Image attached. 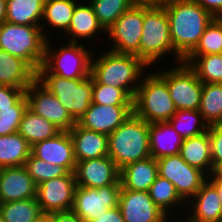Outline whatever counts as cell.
Here are the masks:
<instances>
[{"label":"cell","instance_id":"obj_24","mask_svg":"<svg viewBox=\"0 0 222 222\" xmlns=\"http://www.w3.org/2000/svg\"><path fill=\"white\" fill-rule=\"evenodd\" d=\"M158 175L157 160L151 156L130 163L120 169L119 180L121 183V190L149 192L151 185Z\"/></svg>","mask_w":222,"mask_h":222},{"label":"cell","instance_id":"obj_49","mask_svg":"<svg viewBox=\"0 0 222 222\" xmlns=\"http://www.w3.org/2000/svg\"><path fill=\"white\" fill-rule=\"evenodd\" d=\"M177 218H179V219H177ZM180 219H182L181 217H174L173 216V218L172 217H167L164 221H162V222H175L176 220V222H183V219L182 220H180Z\"/></svg>","mask_w":222,"mask_h":222},{"label":"cell","instance_id":"obj_19","mask_svg":"<svg viewBox=\"0 0 222 222\" xmlns=\"http://www.w3.org/2000/svg\"><path fill=\"white\" fill-rule=\"evenodd\" d=\"M31 154L50 164L60 165L74 172L76 160L69 131H61L55 137L31 146Z\"/></svg>","mask_w":222,"mask_h":222},{"label":"cell","instance_id":"obj_51","mask_svg":"<svg viewBox=\"0 0 222 222\" xmlns=\"http://www.w3.org/2000/svg\"><path fill=\"white\" fill-rule=\"evenodd\" d=\"M218 19L222 22V15L218 17Z\"/></svg>","mask_w":222,"mask_h":222},{"label":"cell","instance_id":"obj_48","mask_svg":"<svg viewBox=\"0 0 222 222\" xmlns=\"http://www.w3.org/2000/svg\"><path fill=\"white\" fill-rule=\"evenodd\" d=\"M6 21V0H0V26Z\"/></svg>","mask_w":222,"mask_h":222},{"label":"cell","instance_id":"obj_20","mask_svg":"<svg viewBox=\"0 0 222 222\" xmlns=\"http://www.w3.org/2000/svg\"><path fill=\"white\" fill-rule=\"evenodd\" d=\"M37 184L24 166L0 169V204L36 198Z\"/></svg>","mask_w":222,"mask_h":222},{"label":"cell","instance_id":"obj_27","mask_svg":"<svg viewBox=\"0 0 222 222\" xmlns=\"http://www.w3.org/2000/svg\"><path fill=\"white\" fill-rule=\"evenodd\" d=\"M179 155L187 164L200 169L207 176L213 172L208 131L199 136L184 139Z\"/></svg>","mask_w":222,"mask_h":222},{"label":"cell","instance_id":"obj_11","mask_svg":"<svg viewBox=\"0 0 222 222\" xmlns=\"http://www.w3.org/2000/svg\"><path fill=\"white\" fill-rule=\"evenodd\" d=\"M120 180L100 188L76 186L72 211L83 221L91 222L108 209L118 206Z\"/></svg>","mask_w":222,"mask_h":222},{"label":"cell","instance_id":"obj_43","mask_svg":"<svg viewBox=\"0 0 222 222\" xmlns=\"http://www.w3.org/2000/svg\"><path fill=\"white\" fill-rule=\"evenodd\" d=\"M207 12H209L214 18H218L222 15V0H192Z\"/></svg>","mask_w":222,"mask_h":222},{"label":"cell","instance_id":"obj_45","mask_svg":"<svg viewBox=\"0 0 222 222\" xmlns=\"http://www.w3.org/2000/svg\"><path fill=\"white\" fill-rule=\"evenodd\" d=\"M91 222H124L121 210L118 206L108 209L103 215L101 214Z\"/></svg>","mask_w":222,"mask_h":222},{"label":"cell","instance_id":"obj_8","mask_svg":"<svg viewBox=\"0 0 222 222\" xmlns=\"http://www.w3.org/2000/svg\"><path fill=\"white\" fill-rule=\"evenodd\" d=\"M47 38L39 26L4 22L0 26V49L27 61L36 71L42 66Z\"/></svg>","mask_w":222,"mask_h":222},{"label":"cell","instance_id":"obj_50","mask_svg":"<svg viewBox=\"0 0 222 222\" xmlns=\"http://www.w3.org/2000/svg\"><path fill=\"white\" fill-rule=\"evenodd\" d=\"M38 222H49L48 219L46 217H43L40 221Z\"/></svg>","mask_w":222,"mask_h":222},{"label":"cell","instance_id":"obj_21","mask_svg":"<svg viewBox=\"0 0 222 222\" xmlns=\"http://www.w3.org/2000/svg\"><path fill=\"white\" fill-rule=\"evenodd\" d=\"M186 205L187 212L182 217L183 222H220L221 220L222 204L215 188L207 180Z\"/></svg>","mask_w":222,"mask_h":222},{"label":"cell","instance_id":"obj_14","mask_svg":"<svg viewBox=\"0 0 222 222\" xmlns=\"http://www.w3.org/2000/svg\"><path fill=\"white\" fill-rule=\"evenodd\" d=\"M77 183L74 172L43 181L37 185V202L44 215L70 211L73 207Z\"/></svg>","mask_w":222,"mask_h":222},{"label":"cell","instance_id":"obj_13","mask_svg":"<svg viewBox=\"0 0 222 222\" xmlns=\"http://www.w3.org/2000/svg\"><path fill=\"white\" fill-rule=\"evenodd\" d=\"M28 108L53 123L60 131H70L76 124L70 113L38 79L25 91Z\"/></svg>","mask_w":222,"mask_h":222},{"label":"cell","instance_id":"obj_38","mask_svg":"<svg viewBox=\"0 0 222 222\" xmlns=\"http://www.w3.org/2000/svg\"><path fill=\"white\" fill-rule=\"evenodd\" d=\"M222 54V22L214 18L204 30L199 43L189 55Z\"/></svg>","mask_w":222,"mask_h":222},{"label":"cell","instance_id":"obj_25","mask_svg":"<svg viewBox=\"0 0 222 222\" xmlns=\"http://www.w3.org/2000/svg\"><path fill=\"white\" fill-rule=\"evenodd\" d=\"M79 1L80 0H45L41 29L47 39H49V37L52 38L51 31L49 30L55 31V33L58 31V33H62V35L67 31L74 9Z\"/></svg>","mask_w":222,"mask_h":222},{"label":"cell","instance_id":"obj_1","mask_svg":"<svg viewBox=\"0 0 222 222\" xmlns=\"http://www.w3.org/2000/svg\"><path fill=\"white\" fill-rule=\"evenodd\" d=\"M170 36L178 64L195 49L214 17L192 0H169L165 5Z\"/></svg>","mask_w":222,"mask_h":222},{"label":"cell","instance_id":"obj_46","mask_svg":"<svg viewBox=\"0 0 222 222\" xmlns=\"http://www.w3.org/2000/svg\"><path fill=\"white\" fill-rule=\"evenodd\" d=\"M206 180L215 188L222 204V170L213 171L207 176Z\"/></svg>","mask_w":222,"mask_h":222},{"label":"cell","instance_id":"obj_44","mask_svg":"<svg viewBox=\"0 0 222 222\" xmlns=\"http://www.w3.org/2000/svg\"><path fill=\"white\" fill-rule=\"evenodd\" d=\"M49 222H83L72 210L45 215Z\"/></svg>","mask_w":222,"mask_h":222},{"label":"cell","instance_id":"obj_10","mask_svg":"<svg viewBox=\"0 0 222 222\" xmlns=\"http://www.w3.org/2000/svg\"><path fill=\"white\" fill-rule=\"evenodd\" d=\"M144 22V6L133 5L106 31L107 49L140 58V39ZM113 43V44H112Z\"/></svg>","mask_w":222,"mask_h":222},{"label":"cell","instance_id":"obj_47","mask_svg":"<svg viewBox=\"0 0 222 222\" xmlns=\"http://www.w3.org/2000/svg\"><path fill=\"white\" fill-rule=\"evenodd\" d=\"M134 5L140 6H164L169 0H132Z\"/></svg>","mask_w":222,"mask_h":222},{"label":"cell","instance_id":"obj_34","mask_svg":"<svg viewBox=\"0 0 222 222\" xmlns=\"http://www.w3.org/2000/svg\"><path fill=\"white\" fill-rule=\"evenodd\" d=\"M198 110L208 125L222 124V83H203Z\"/></svg>","mask_w":222,"mask_h":222},{"label":"cell","instance_id":"obj_42","mask_svg":"<svg viewBox=\"0 0 222 222\" xmlns=\"http://www.w3.org/2000/svg\"><path fill=\"white\" fill-rule=\"evenodd\" d=\"M25 91L26 89L2 85L0 87V109L14 106L25 95Z\"/></svg>","mask_w":222,"mask_h":222},{"label":"cell","instance_id":"obj_9","mask_svg":"<svg viewBox=\"0 0 222 222\" xmlns=\"http://www.w3.org/2000/svg\"><path fill=\"white\" fill-rule=\"evenodd\" d=\"M176 65V66H175ZM154 71L167 83L170 96L178 110H198L203 83L198 79L196 72L184 62L174 66H167Z\"/></svg>","mask_w":222,"mask_h":222},{"label":"cell","instance_id":"obj_31","mask_svg":"<svg viewBox=\"0 0 222 222\" xmlns=\"http://www.w3.org/2000/svg\"><path fill=\"white\" fill-rule=\"evenodd\" d=\"M30 154V144L18 132L0 136V169L23 166Z\"/></svg>","mask_w":222,"mask_h":222},{"label":"cell","instance_id":"obj_29","mask_svg":"<svg viewBox=\"0 0 222 222\" xmlns=\"http://www.w3.org/2000/svg\"><path fill=\"white\" fill-rule=\"evenodd\" d=\"M45 0H6V22L39 26Z\"/></svg>","mask_w":222,"mask_h":222},{"label":"cell","instance_id":"obj_5","mask_svg":"<svg viewBox=\"0 0 222 222\" xmlns=\"http://www.w3.org/2000/svg\"><path fill=\"white\" fill-rule=\"evenodd\" d=\"M141 80L133 98V114L147 123L168 122L177 112L167 83L151 69Z\"/></svg>","mask_w":222,"mask_h":222},{"label":"cell","instance_id":"obj_36","mask_svg":"<svg viewBox=\"0 0 222 222\" xmlns=\"http://www.w3.org/2000/svg\"><path fill=\"white\" fill-rule=\"evenodd\" d=\"M91 4L99 24L107 31L117 19L131 8L132 0H87Z\"/></svg>","mask_w":222,"mask_h":222},{"label":"cell","instance_id":"obj_26","mask_svg":"<svg viewBox=\"0 0 222 222\" xmlns=\"http://www.w3.org/2000/svg\"><path fill=\"white\" fill-rule=\"evenodd\" d=\"M183 139L169 122L149 123L150 156L156 160L178 155Z\"/></svg>","mask_w":222,"mask_h":222},{"label":"cell","instance_id":"obj_6","mask_svg":"<svg viewBox=\"0 0 222 222\" xmlns=\"http://www.w3.org/2000/svg\"><path fill=\"white\" fill-rule=\"evenodd\" d=\"M52 39H47L42 63L50 74L66 79L87 78L91 75L92 53L96 52L95 49L88 48L85 45L88 43L85 42H65V45L60 43L56 48Z\"/></svg>","mask_w":222,"mask_h":222},{"label":"cell","instance_id":"obj_23","mask_svg":"<svg viewBox=\"0 0 222 222\" xmlns=\"http://www.w3.org/2000/svg\"><path fill=\"white\" fill-rule=\"evenodd\" d=\"M37 79V71L24 59L0 49V82L4 86L26 89Z\"/></svg>","mask_w":222,"mask_h":222},{"label":"cell","instance_id":"obj_32","mask_svg":"<svg viewBox=\"0 0 222 222\" xmlns=\"http://www.w3.org/2000/svg\"><path fill=\"white\" fill-rule=\"evenodd\" d=\"M0 213L3 222H38L45 217L36 198L2 203Z\"/></svg>","mask_w":222,"mask_h":222},{"label":"cell","instance_id":"obj_16","mask_svg":"<svg viewBox=\"0 0 222 222\" xmlns=\"http://www.w3.org/2000/svg\"><path fill=\"white\" fill-rule=\"evenodd\" d=\"M118 207L124 222H162L168 217L145 191L121 190Z\"/></svg>","mask_w":222,"mask_h":222},{"label":"cell","instance_id":"obj_35","mask_svg":"<svg viewBox=\"0 0 222 222\" xmlns=\"http://www.w3.org/2000/svg\"><path fill=\"white\" fill-rule=\"evenodd\" d=\"M168 122L183 140L199 136L209 129L199 110H178Z\"/></svg>","mask_w":222,"mask_h":222},{"label":"cell","instance_id":"obj_30","mask_svg":"<svg viewBox=\"0 0 222 222\" xmlns=\"http://www.w3.org/2000/svg\"><path fill=\"white\" fill-rule=\"evenodd\" d=\"M60 132L61 131L53 123L35 114L28 107L24 111L18 129V133L28 141L30 146L51 139Z\"/></svg>","mask_w":222,"mask_h":222},{"label":"cell","instance_id":"obj_22","mask_svg":"<svg viewBox=\"0 0 222 222\" xmlns=\"http://www.w3.org/2000/svg\"><path fill=\"white\" fill-rule=\"evenodd\" d=\"M69 134L76 162L108 155V135L85 129L77 123Z\"/></svg>","mask_w":222,"mask_h":222},{"label":"cell","instance_id":"obj_52","mask_svg":"<svg viewBox=\"0 0 222 222\" xmlns=\"http://www.w3.org/2000/svg\"><path fill=\"white\" fill-rule=\"evenodd\" d=\"M0 222H3V220H2V216H1V213H0Z\"/></svg>","mask_w":222,"mask_h":222},{"label":"cell","instance_id":"obj_7","mask_svg":"<svg viewBox=\"0 0 222 222\" xmlns=\"http://www.w3.org/2000/svg\"><path fill=\"white\" fill-rule=\"evenodd\" d=\"M37 79L58 98L77 123L92 104L93 78L66 79L50 74L43 66Z\"/></svg>","mask_w":222,"mask_h":222},{"label":"cell","instance_id":"obj_39","mask_svg":"<svg viewBox=\"0 0 222 222\" xmlns=\"http://www.w3.org/2000/svg\"><path fill=\"white\" fill-rule=\"evenodd\" d=\"M23 166L37 185L68 173L64 167L45 162L32 154H30Z\"/></svg>","mask_w":222,"mask_h":222},{"label":"cell","instance_id":"obj_18","mask_svg":"<svg viewBox=\"0 0 222 222\" xmlns=\"http://www.w3.org/2000/svg\"><path fill=\"white\" fill-rule=\"evenodd\" d=\"M98 34L103 35L106 40V44H108L107 39L105 38L106 31L99 24L91 4L87 0H80L74 9L70 26L63 34L64 38L66 36L67 41L69 40V42L76 43H79V41H89L90 43L96 38V40H98H95L94 42H98L100 40L101 43H103V40H101L102 36H99ZM100 37L101 39H99Z\"/></svg>","mask_w":222,"mask_h":222},{"label":"cell","instance_id":"obj_37","mask_svg":"<svg viewBox=\"0 0 222 222\" xmlns=\"http://www.w3.org/2000/svg\"><path fill=\"white\" fill-rule=\"evenodd\" d=\"M92 103L99 105L133 106V98L124 89L99 84L93 79Z\"/></svg>","mask_w":222,"mask_h":222},{"label":"cell","instance_id":"obj_4","mask_svg":"<svg viewBox=\"0 0 222 222\" xmlns=\"http://www.w3.org/2000/svg\"><path fill=\"white\" fill-rule=\"evenodd\" d=\"M171 53V54H170ZM173 53V54H172ZM174 56L169 19L164 6H144V22L140 39V59L150 68ZM167 56V57H166ZM163 60V61H162Z\"/></svg>","mask_w":222,"mask_h":222},{"label":"cell","instance_id":"obj_41","mask_svg":"<svg viewBox=\"0 0 222 222\" xmlns=\"http://www.w3.org/2000/svg\"><path fill=\"white\" fill-rule=\"evenodd\" d=\"M213 171L222 170V124L209 125Z\"/></svg>","mask_w":222,"mask_h":222},{"label":"cell","instance_id":"obj_28","mask_svg":"<svg viewBox=\"0 0 222 222\" xmlns=\"http://www.w3.org/2000/svg\"><path fill=\"white\" fill-rule=\"evenodd\" d=\"M149 194L155 205L168 217L177 215L184 217L186 202L176 192L175 186L166 178L158 175L149 189ZM182 209L184 210L182 211Z\"/></svg>","mask_w":222,"mask_h":222},{"label":"cell","instance_id":"obj_33","mask_svg":"<svg viewBox=\"0 0 222 222\" xmlns=\"http://www.w3.org/2000/svg\"><path fill=\"white\" fill-rule=\"evenodd\" d=\"M188 64L202 83H222V54L188 55Z\"/></svg>","mask_w":222,"mask_h":222},{"label":"cell","instance_id":"obj_40","mask_svg":"<svg viewBox=\"0 0 222 222\" xmlns=\"http://www.w3.org/2000/svg\"><path fill=\"white\" fill-rule=\"evenodd\" d=\"M28 107L26 95H24L14 106L0 109V136L18 132L19 125Z\"/></svg>","mask_w":222,"mask_h":222},{"label":"cell","instance_id":"obj_2","mask_svg":"<svg viewBox=\"0 0 222 222\" xmlns=\"http://www.w3.org/2000/svg\"><path fill=\"white\" fill-rule=\"evenodd\" d=\"M104 49L106 51L103 50L97 57L93 53L92 78L99 84L124 89L134 98L142 77L146 74L145 72H151V69L136 55L118 53L106 47Z\"/></svg>","mask_w":222,"mask_h":222},{"label":"cell","instance_id":"obj_15","mask_svg":"<svg viewBox=\"0 0 222 222\" xmlns=\"http://www.w3.org/2000/svg\"><path fill=\"white\" fill-rule=\"evenodd\" d=\"M74 174L77 186L97 189L116 184L120 170L107 155L76 162Z\"/></svg>","mask_w":222,"mask_h":222},{"label":"cell","instance_id":"obj_3","mask_svg":"<svg viewBox=\"0 0 222 222\" xmlns=\"http://www.w3.org/2000/svg\"><path fill=\"white\" fill-rule=\"evenodd\" d=\"M108 156L119 170L150 157L149 123L132 113L108 135Z\"/></svg>","mask_w":222,"mask_h":222},{"label":"cell","instance_id":"obj_12","mask_svg":"<svg viewBox=\"0 0 222 222\" xmlns=\"http://www.w3.org/2000/svg\"><path fill=\"white\" fill-rule=\"evenodd\" d=\"M157 163L159 175L175 186L176 192L186 203L206 181L207 175L200 169L187 164L179 154L159 158Z\"/></svg>","mask_w":222,"mask_h":222},{"label":"cell","instance_id":"obj_17","mask_svg":"<svg viewBox=\"0 0 222 222\" xmlns=\"http://www.w3.org/2000/svg\"><path fill=\"white\" fill-rule=\"evenodd\" d=\"M132 113L133 106L92 103L77 124L85 129L109 135Z\"/></svg>","mask_w":222,"mask_h":222}]
</instances>
